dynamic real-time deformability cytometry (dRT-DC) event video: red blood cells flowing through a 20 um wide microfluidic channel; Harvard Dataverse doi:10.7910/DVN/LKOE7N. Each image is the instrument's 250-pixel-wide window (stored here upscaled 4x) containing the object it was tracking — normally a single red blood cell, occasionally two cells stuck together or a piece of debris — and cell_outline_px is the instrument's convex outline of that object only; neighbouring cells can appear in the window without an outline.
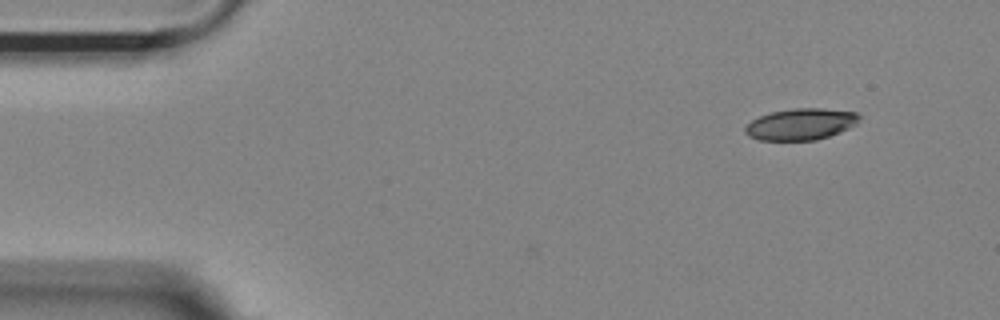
{"species": "Egyptian fruit bat (a non-hibernating species)", "species_latin": "Rousettus aegyptiacus", "temperature_condition": "room temperature", "stored_images_in_passage": 26, "camera_frame_rate_fps": 3000, "um_per_image_px": 0.085, "animal": {"sex": "female"}, "frame": {"image": 1, "passage_image": 1, "time_ms": 0.0, "image_size_px": [1000, 320], "cell_outline_px": [[860, 116], [856, 124], [840, 132], [816, 140], [760, 140], [748, 136], [744, 132], [744, 128], [752, 120], [760, 116], [772, 112], [792, 108], [820, 108], [856, 112]], "centroid_in_image_um": [68.05, 10.55], "position_along_channel_um": 16.9, "area_um2": 20.81}}
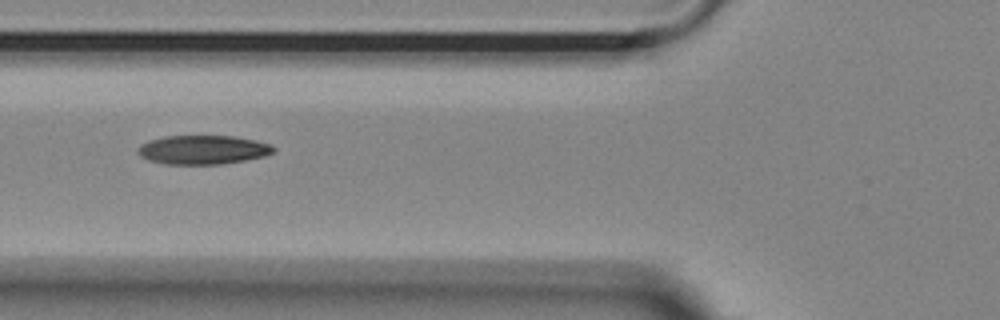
{"frame": {"image": 2, "passage_image": 16, "time_ms": 5.0, "image_size_px": [1000, 320], "cell_outline_px": [[276, 148], [272, 152], [264, 156], [244, 160], [220, 164], [164, 164], [148, 160], [140, 156], [136, 152], [136, 148], [140, 144], [148, 140], [164, 136], [236, 136], [256, 140], [268, 144]], "centroid_in_image_um": [17.18, 12.72], "position_along_channel_um": 108.6, "area_um2": 23.0}}
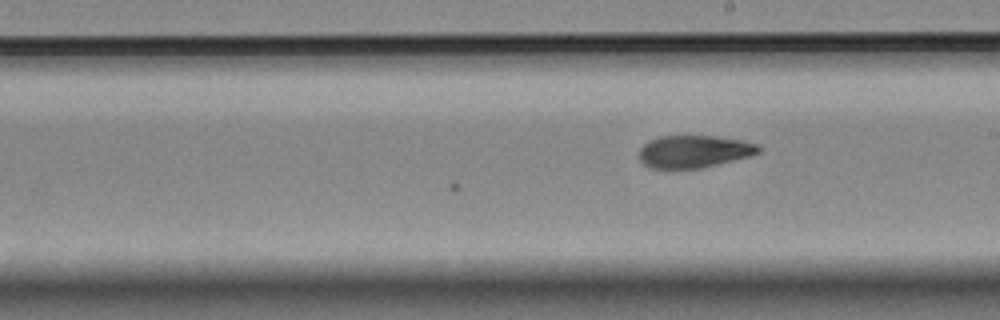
{"frame": {"image": 3, "passage_image": 26, "time_ms": 8.333, "image_size_px": [1000, 320], "cell_outline_px": [[760, 152], [748, 156], [700, 168], [672, 172], [648, 168], [640, 160], [640, 148], [648, 140], [660, 136], [716, 136], [740, 140], [760, 144]], "centroid_in_image_um": [58.91, 12.91], "position_along_channel_um": 230.1, "area_um2": 23.12}}